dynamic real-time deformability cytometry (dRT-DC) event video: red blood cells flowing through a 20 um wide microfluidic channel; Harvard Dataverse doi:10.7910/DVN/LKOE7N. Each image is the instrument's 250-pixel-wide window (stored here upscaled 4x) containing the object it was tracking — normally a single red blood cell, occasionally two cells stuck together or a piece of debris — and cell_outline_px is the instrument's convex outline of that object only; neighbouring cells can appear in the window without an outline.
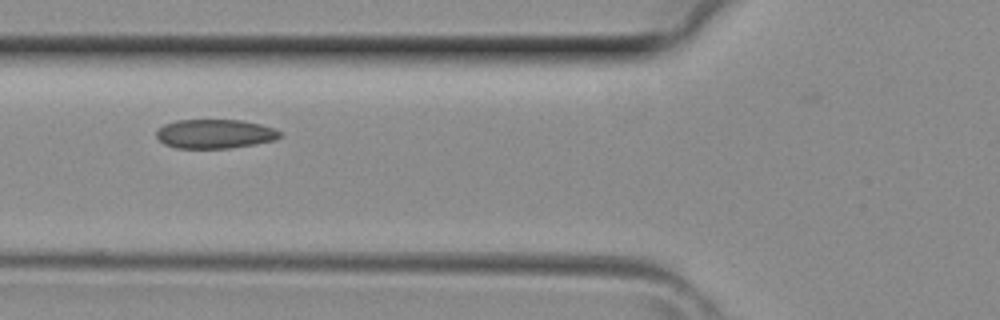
{"species": "common noctule bat (a hibernating species)", "species_latin": "Nyctalus noctula", "temperature_condition": "room temperature", "stored_images_in_passage": 3, "camera_frame_rate_fps": 3000, "um_per_image_px": 0.085, "animal": {"sex": "female", "body_mass_g": 29.2, "forearm_length_mm": 56.3}, "frame": {"image": 1, "passage_image": 3, "time_ms": 0.667, "image_size_px": [1000, 320], "cell_outline_px": [[280, 136], [276, 140], [232, 148], [176, 148], [164, 144], [156, 136], [156, 128], [164, 124], [176, 120], [240, 120], [260, 124], [272, 128], [280, 132]], "centroid_in_image_um": [18.22, 11.38], "position_along_channel_um": 107.6, "area_um2": 20.98}}